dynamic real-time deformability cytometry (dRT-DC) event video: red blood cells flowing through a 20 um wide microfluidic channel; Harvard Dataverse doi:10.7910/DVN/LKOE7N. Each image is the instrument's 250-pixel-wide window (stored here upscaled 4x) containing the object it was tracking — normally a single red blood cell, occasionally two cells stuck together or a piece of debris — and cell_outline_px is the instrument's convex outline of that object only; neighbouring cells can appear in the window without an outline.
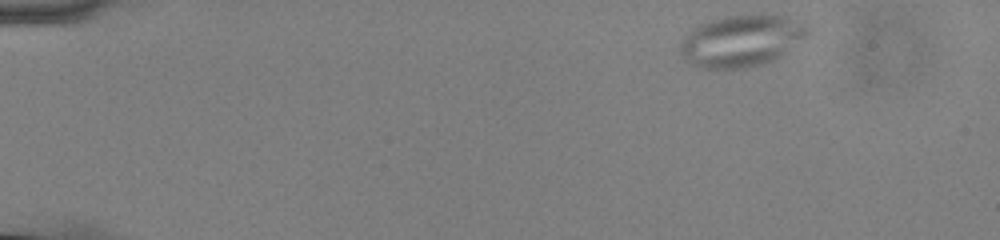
{"species": "common noctule bat (a hibernating species)", "species_latin": "Nyctalus noctula", "temperature_condition": "cold", "stored_images_in_passage": 51, "camera_frame_rate_fps": 3000, "um_per_image_px": 0.085, "animal": {"sex": "male", "body_mass_g": 13.0, "forearm_length_mm": 53.1}, "frame": {"image": 1, "passage_image": 2, "time_ms": 0.333, "image_size_px": [1000, 240], "cell_outline_px": [[812, 28], [808, 36], [780, 56], [772, 60], [760, 64], [744, 68], [704, 68], [688, 64], [684, 60], [680, 52], [680, 44], [688, 32], [692, 28], [700, 24], [724, 16], [784, 16], [808, 24]], "centroid_in_image_um": [63.02, 3.48], "position_along_channel_um": 22.0, "area_um2": 38.09}}
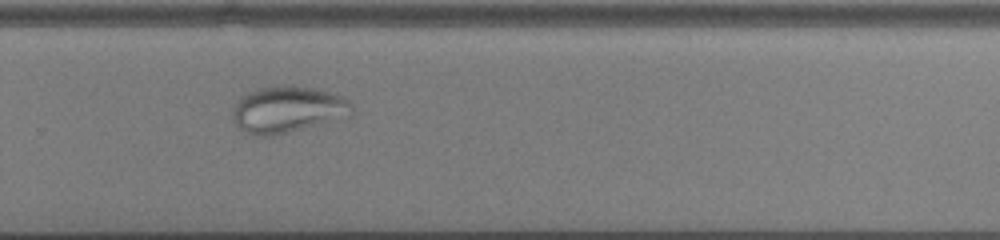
{"frame": {"image": 2, "passage_image": 34, "time_ms": 11.0, "image_size_px": [1000, 240], "cell_outline_px": [[352, 116], [272, 136], [256, 136], [244, 132], [232, 120], [232, 112], [240, 96], [256, 88], [316, 88], [340, 96], [348, 100], [352, 104]], "centroid_in_image_um": [24.43, 9.35], "position_along_channel_um": 305.4, "area_um2": 31.73}}
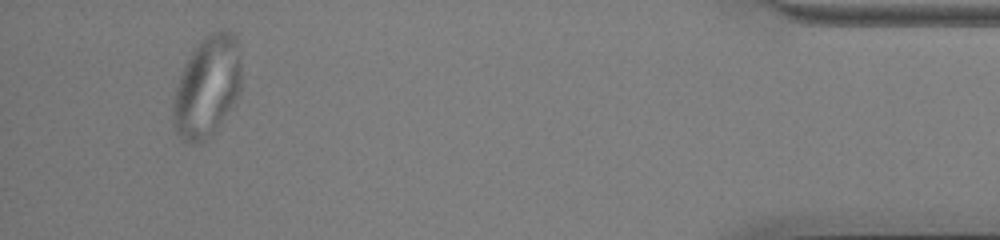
{"frame": {"image": 3, "passage_image": 48, "time_ms": 15.667, "image_size_px": [1000, 240], "cell_outline_px": [[240, 92], [232, 108], [216, 132], [208, 140], [200, 144], [188, 144], [176, 132], [172, 120], [172, 100], [180, 72], [184, 64], [192, 52], [212, 32], [220, 28], [224, 28], [232, 32], [236, 36], [240, 44]], "centroid_in_image_um": [17.62, 7.42], "position_along_channel_um": 417.6, "area_um2": 41.04}}